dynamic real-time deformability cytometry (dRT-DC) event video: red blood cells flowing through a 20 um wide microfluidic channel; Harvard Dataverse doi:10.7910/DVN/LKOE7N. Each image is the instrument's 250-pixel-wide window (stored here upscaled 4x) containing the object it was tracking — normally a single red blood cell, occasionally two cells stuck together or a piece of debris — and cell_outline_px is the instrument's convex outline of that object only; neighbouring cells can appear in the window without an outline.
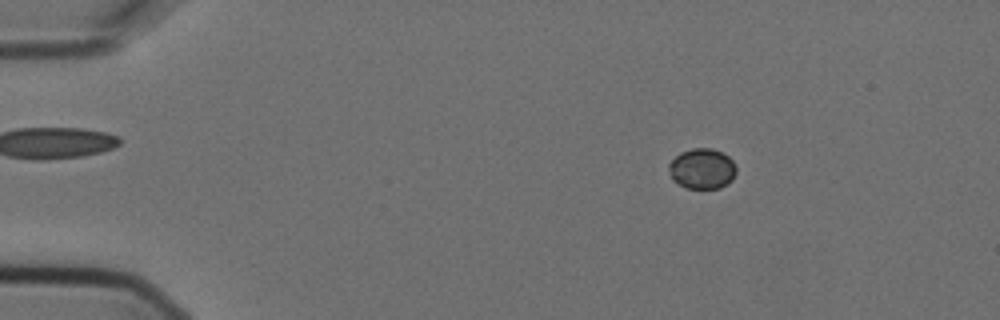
{"species": "Egyptian fruit bat (a non-hibernating species)", "species_latin": "Rousettus aegyptiacus", "temperature_condition": "cold", "stored_images_in_passage": 4, "segment_of_instrument_passage": [1, 2], "camera_frame_rate_fps": 3000, "um_per_image_px": 0.085, "animal": {"sex": "female"}, "frame": {"image": 1, "passage_image": 2, "time_ms": 0.333, "image_size_px": [1000, 320], "cell_outline_px": [[736, 172], [732, 180], [728, 184], [720, 188], [688, 188], [672, 180], [668, 168], [668, 164], [680, 152], [692, 148], [712, 148], [728, 156], [732, 160], [736, 168]], "centroid_in_image_um": [59.68, 14.34], "position_along_channel_um": 25.3, "area_um2": 15.9}}